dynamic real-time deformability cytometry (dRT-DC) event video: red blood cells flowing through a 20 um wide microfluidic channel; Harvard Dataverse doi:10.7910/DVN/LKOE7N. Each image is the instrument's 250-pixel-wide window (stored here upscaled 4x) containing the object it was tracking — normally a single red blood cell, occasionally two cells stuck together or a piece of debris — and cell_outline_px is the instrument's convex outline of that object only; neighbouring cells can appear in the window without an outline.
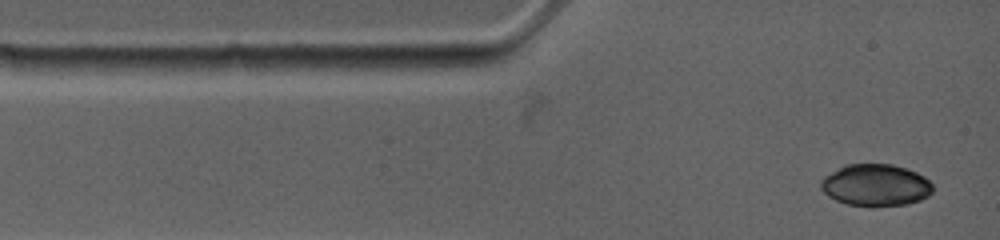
{"species": "common noctule bat (a hibernating species)", "species_latin": "Nyctalus noctula", "temperature_condition": "warm", "stored_images_in_passage": 32, "camera_frame_rate_fps": 4500, "um_per_image_px": 0.085, "animal": {"sex": "female", "body_mass_g": 19.0, "forearm_length_mm": 53.3}, "frame": {"image": 1, "passage_image": 1, "time_ms": 0.0, "image_size_px": [1000, 240], "cell_outline_px": [[932, 192], [928, 196], [920, 200], [908, 204], [848, 204], [836, 200], [828, 196], [820, 188], [820, 180], [824, 176], [844, 164], [892, 164], [916, 172], [924, 176], [932, 184]], "centroid_in_image_um": [74.41, 15.7], "position_along_channel_um": 10.6, "area_um2": 26.88}}
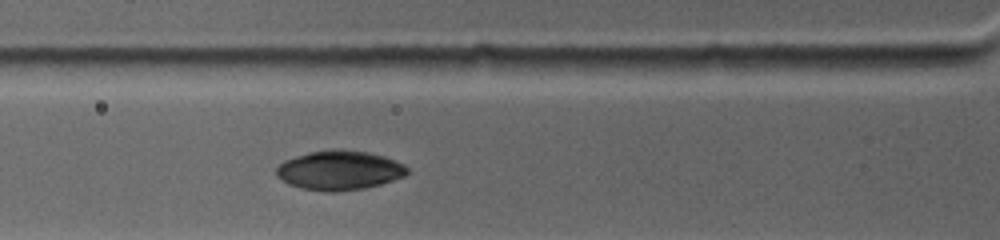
{"frame": {"image": 2, "passage_image": 14, "time_ms": 3.111, "image_size_px": [1000, 240], "cell_outline_px": [[408, 172], [404, 176], [380, 184], [364, 188], [336, 192], [324, 192], [300, 188], [288, 184], [276, 176], [276, 168], [284, 160], [308, 152], [332, 148], [344, 148], [368, 152], [384, 156], [396, 160], [404, 164], [408, 168]], "centroid_in_image_um": [28.83, 14.46], "position_along_channel_um": 97.0, "area_um2": 30.46}}
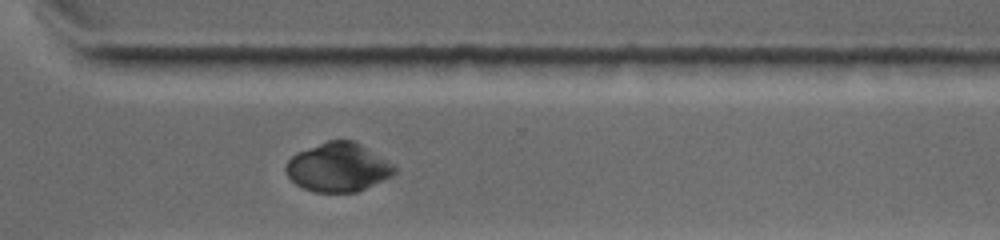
{"frame": {"image": 3, "passage_image": 28, "time_ms": 9.556, "image_size_px": [1000, 240], "cell_outline_px": [[396, 172], [392, 176], [356, 192], [316, 192], [304, 188], [296, 184], [284, 172], [284, 168], [288, 160], [296, 152], [328, 140], [352, 140], [360, 144], [392, 164], [396, 168]], "centroid_in_image_um": [28.7, 14.22], "position_along_channel_um": 341.9, "area_um2": 30.63}}